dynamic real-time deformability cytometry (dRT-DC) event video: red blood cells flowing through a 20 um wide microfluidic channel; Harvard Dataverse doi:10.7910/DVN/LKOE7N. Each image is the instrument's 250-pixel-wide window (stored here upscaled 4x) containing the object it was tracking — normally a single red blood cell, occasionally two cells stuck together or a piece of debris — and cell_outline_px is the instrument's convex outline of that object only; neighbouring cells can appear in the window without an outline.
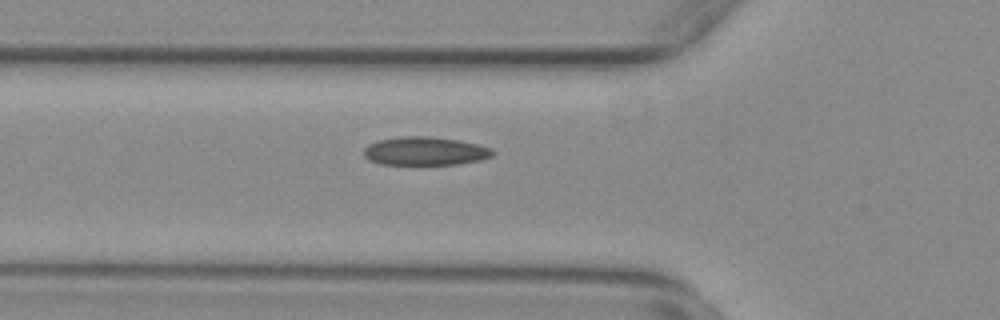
{"species": "common noctule bat (a hibernating species)", "species_latin": "Nyctalus noctula", "temperature_condition": "warm", "stored_images_in_passage": 35, "camera_frame_rate_fps": 3000, "um_per_image_px": 0.085, "animal": {"sex": "female", "body_mass_g": 29.2, "forearm_length_mm": 56.3}, "frame": {"image": 1, "passage_image": 2, "time_ms": 0.333, "image_size_px": [1000, 320], "cell_outline_px": [[496, 152], [492, 156], [480, 160], [456, 164], [380, 164], [368, 160], [364, 156], [364, 148], [368, 144], [380, 140], [400, 136], [428, 136], [460, 140], [492, 148]], "centroid_in_image_um": [36.13, 12.84], "position_along_channel_um": 89.7, "area_um2": 21.39}}
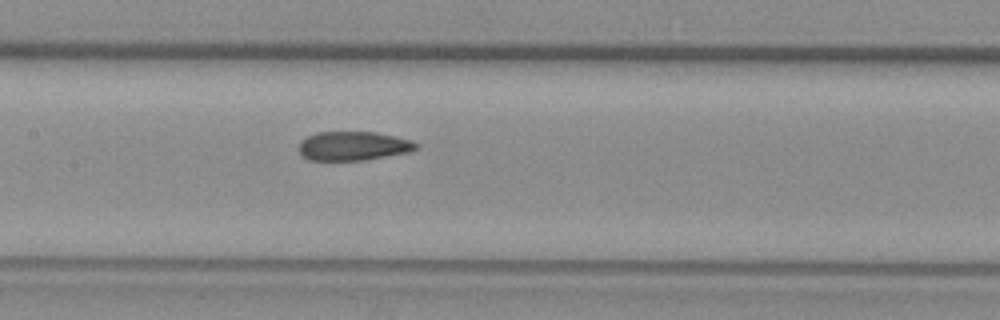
{"frame": {"image": 2, "passage_image": 9, "time_ms": 2.667, "image_size_px": [1000, 320], "cell_outline_px": [[420, 148], [408, 152], [364, 160], [308, 160], [300, 156], [300, 140], [316, 132], [376, 132], [412, 140], [420, 144]], "centroid_in_image_um": [30.04, 12.4], "position_along_channel_um": 177.4, "area_um2": 19.94}}
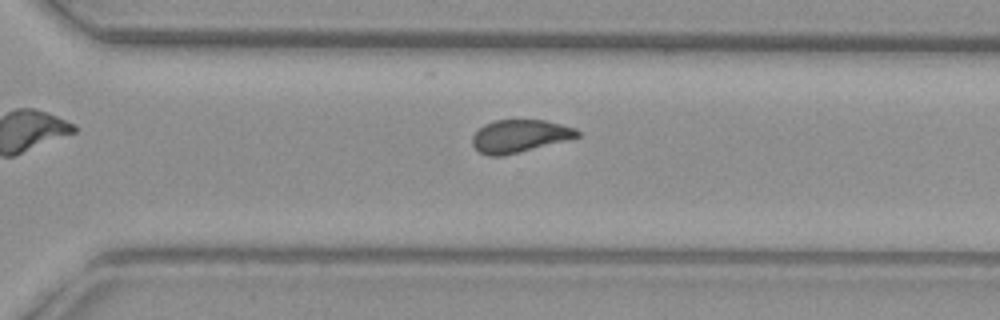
{"frame": {"image": 3, "passage_image": 21, "time_ms": 6.667, "image_size_px": [1000, 320], "cell_outline_px": [[580, 136], [568, 140], [504, 156], [488, 156], [480, 152], [472, 144], [472, 136], [484, 124], [496, 120], [544, 120], [576, 128], [580, 132]], "centroid_in_image_um": [44.18, 11.57], "position_along_channel_um": 326.4, "area_um2": 20.0}}